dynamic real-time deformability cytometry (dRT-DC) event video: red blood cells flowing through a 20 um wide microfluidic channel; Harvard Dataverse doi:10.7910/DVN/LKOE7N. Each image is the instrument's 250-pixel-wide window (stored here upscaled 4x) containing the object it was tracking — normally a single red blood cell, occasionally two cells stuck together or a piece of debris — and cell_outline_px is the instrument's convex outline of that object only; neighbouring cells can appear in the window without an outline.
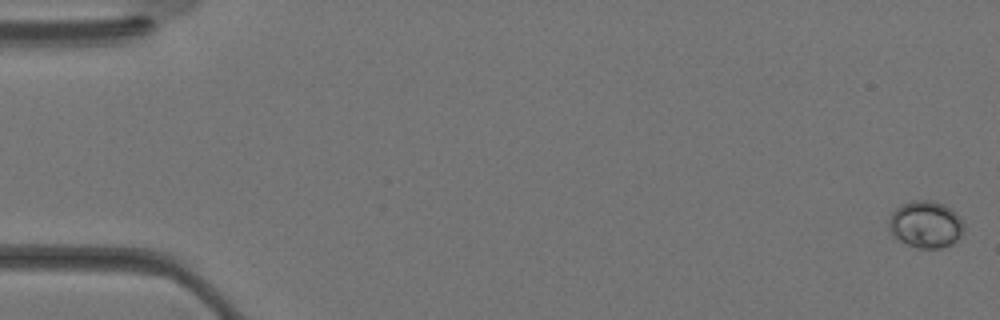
{"species": "Egyptian fruit bat (a non-hibernating species)", "species_latin": "Rousettus aegyptiacus", "temperature_condition": "warm", "stored_images_in_passage": 36, "camera_frame_rate_fps": 3000, "um_per_image_px": 0.085, "animal": {"sex": "female"}, "frame": {"image": 1, "passage_image": 1, "time_ms": 0.0, "image_size_px": [1000, 320], "cell_outline_px": [[964, 228], [960, 236], [952, 244], [940, 248], [916, 248], [892, 236], [888, 228], [888, 220], [892, 212], [900, 204], [912, 200], [932, 200], [944, 204], [960, 216], [964, 224]], "centroid_in_image_um": [78.66, 19.06], "position_along_channel_um": 6.3, "area_um2": 20.75}}
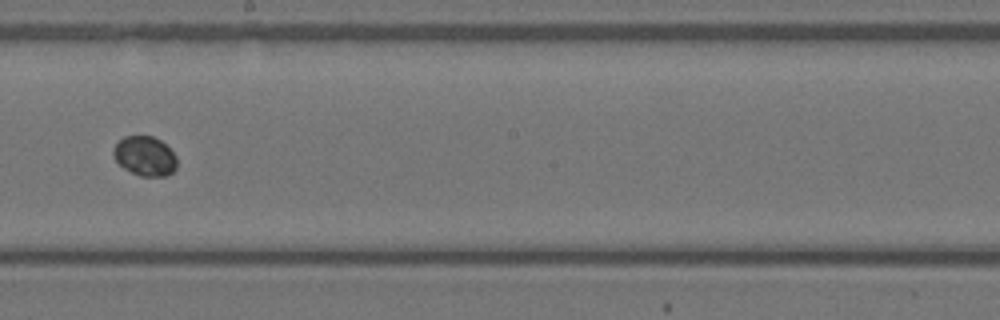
{"frame": {"image": 2, "passage_image": 21, "time_ms": 6.667, "image_size_px": [1000, 320], "cell_outline_px": [[176, 168], [168, 176], [140, 176], [124, 168], [116, 160], [112, 152], [116, 144], [124, 136], [152, 136], [160, 140], [176, 156]], "centroid_in_image_um": [12.32, 13.27], "position_along_channel_um": 235.9, "area_um2": 14.45}}
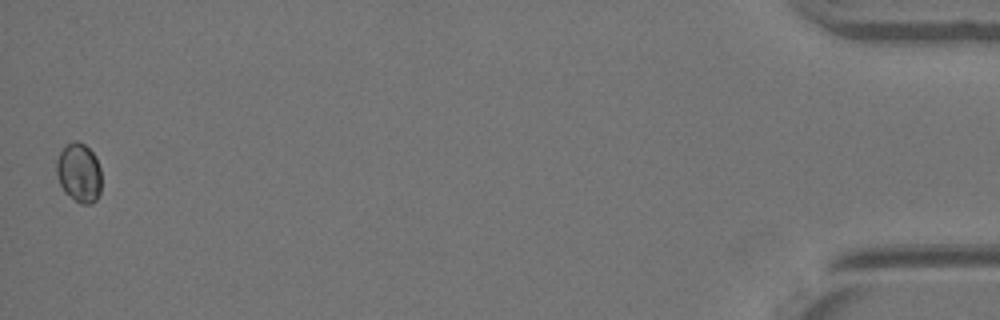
{"frame": {"image": 3, "passage_image": 36, "time_ms": 11.667, "image_size_px": [1000, 320], "cell_outline_px": [[100, 192], [96, 200], [92, 204], [80, 204], [64, 192], [60, 184], [56, 172], [56, 160], [60, 152], [68, 144], [76, 140], [84, 144], [96, 156], [100, 168]], "centroid_in_image_um": [6.71, 14.7], "position_along_channel_um": 428.5, "area_um2": 15.49}}